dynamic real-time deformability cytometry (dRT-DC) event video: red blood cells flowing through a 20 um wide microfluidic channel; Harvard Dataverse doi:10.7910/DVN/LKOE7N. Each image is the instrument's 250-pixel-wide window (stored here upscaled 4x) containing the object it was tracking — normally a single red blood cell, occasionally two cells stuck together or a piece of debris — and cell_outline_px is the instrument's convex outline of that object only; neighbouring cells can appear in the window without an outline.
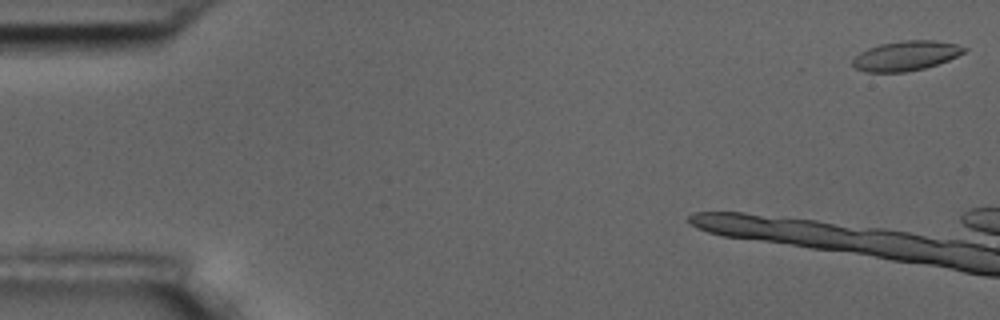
{"species": "common noctule bat (a hibernating species)", "species_latin": "Nyctalus noctula", "temperature_condition": "room temperature", "stored_images_in_passage": 10, "camera_frame_rate_fps": 3000, "um_per_image_px": 0.085, "animal": {"sex": "male", "body_mass_g": 17.5, "forearm_length_mm": 52.3}, "frame": {"image": 1, "passage_image": 1, "time_ms": 0.0, "image_size_px": [1000, 320], "cell_outline_px": [[968, 48], [964, 52], [948, 60], [924, 68], [904, 72], [868, 72], [856, 68], [852, 64], [852, 60], [860, 52], [868, 48], [880, 44], [900, 40], [936, 40], [956, 44]], "centroid_in_image_um": [76.99, 4.73], "position_along_channel_um": 8.0, "area_um2": 19.19}}